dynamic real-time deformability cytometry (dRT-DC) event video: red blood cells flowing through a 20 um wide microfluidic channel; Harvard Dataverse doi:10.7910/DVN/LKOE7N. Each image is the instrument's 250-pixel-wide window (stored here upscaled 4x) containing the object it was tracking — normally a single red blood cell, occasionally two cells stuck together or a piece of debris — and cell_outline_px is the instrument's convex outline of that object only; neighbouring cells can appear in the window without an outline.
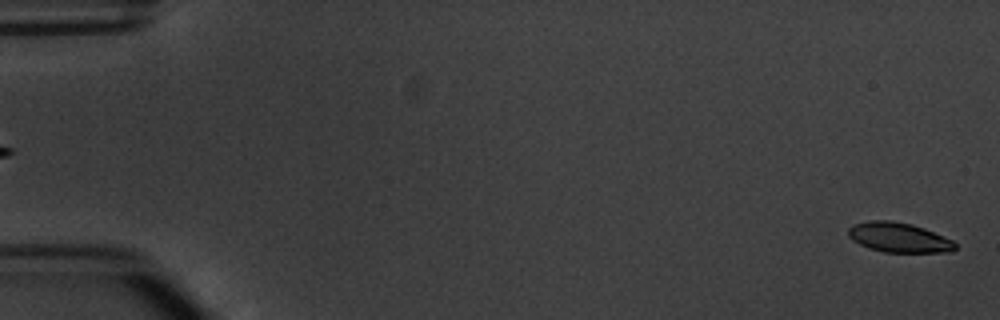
{"species": "common noctule bat (a hibernating species)", "species_latin": "Nyctalus noctula", "temperature_condition": "warm", "stored_images_in_passage": 6, "segment_of_instrument_passage": [2, 2], "camera_frame_rate_fps": 3000, "um_per_image_px": 0.085, "animal": {"sex": "male", "body_mass_g": 20.1, "forearm_length_mm": 53.5}, "frame": {"image": 1, "passage_image": 6, "time_ms": 5.667, "image_size_px": [1000, 320], "cell_outline_px": [[956, 248], [952, 252], [884, 252], [868, 248], [852, 240], [848, 236], [848, 228], [852, 224], [868, 220], [892, 220], [912, 224], [924, 228], [952, 240], [956, 244]], "centroid_in_image_um": [76.37, 20.18], "position_along_channel_um": 8.6, "area_um2": 18.67}}